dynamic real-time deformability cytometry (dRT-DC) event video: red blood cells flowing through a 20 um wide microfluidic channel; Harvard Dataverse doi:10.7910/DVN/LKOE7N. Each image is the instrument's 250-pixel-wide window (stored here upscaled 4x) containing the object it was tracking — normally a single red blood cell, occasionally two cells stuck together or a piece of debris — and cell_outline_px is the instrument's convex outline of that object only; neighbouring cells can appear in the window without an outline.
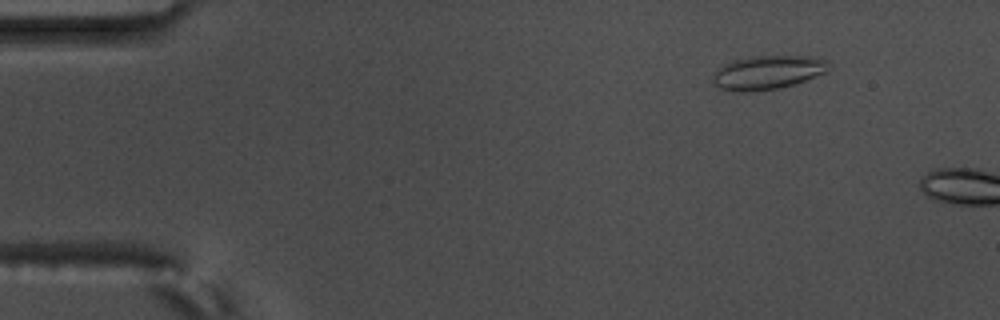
{"species": "common noctule bat (a hibernating species)", "species_latin": "Nyctalus noctula", "temperature_condition": "warm", "stored_images_in_passage": 11, "camera_frame_rate_fps": 3000, "um_per_image_px": 0.085, "animal": {"sex": "male", "body_mass_g": 17.5, "forearm_length_mm": 52.3}, "frame": {"image": 1, "passage_image": 7, "time_ms": 2.0, "image_size_px": [1000, 320], "cell_outline_px": [[832, 68], [824, 72], [804, 80], [780, 88], [748, 92], [740, 92], [720, 88], [712, 80], [716, 68], [732, 60], [752, 56], [804, 56], [828, 60], [832, 64]], "centroid_in_image_um": [65.24, 6.14], "position_along_channel_um": 19.8, "area_um2": 22.77}}